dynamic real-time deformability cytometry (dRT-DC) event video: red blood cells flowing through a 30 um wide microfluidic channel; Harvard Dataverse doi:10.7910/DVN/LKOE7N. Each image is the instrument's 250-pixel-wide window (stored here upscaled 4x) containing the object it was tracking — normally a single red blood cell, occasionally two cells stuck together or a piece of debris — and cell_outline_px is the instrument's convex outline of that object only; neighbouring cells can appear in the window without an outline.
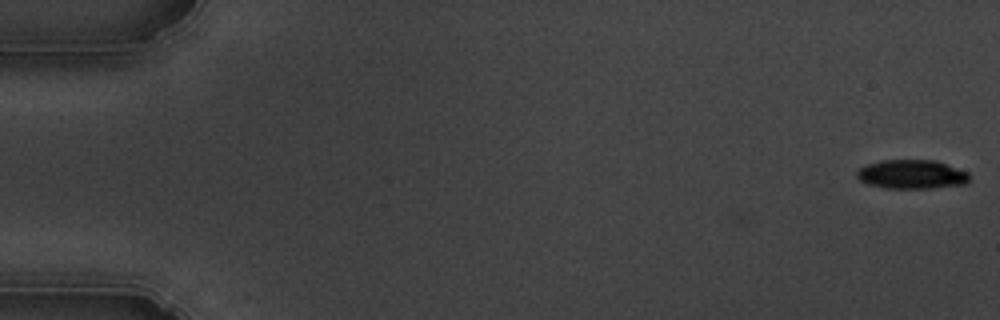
{"species": "common noctule bat (a hibernating species)", "species_latin": "Nyctalus noctula", "temperature_condition": "cold", "stored_images_in_passage": 56, "camera_frame_rate_fps": 3000, "um_per_image_px": 0.085, "animal": {"sex": "male", "body_mass_g": 19.5, "forearm_length_mm": 54.6}, "frame": {"image": 1, "passage_image": 1, "time_ms": 0.0, "image_size_px": [1000, 320], "cell_outline_px": [[972, 176], [968, 184], [928, 188], [884, 188], [868, 184], [860, 180], [856, 176], [856, 172], [860, 168], [868, 164], [880, 160], [936, 160], [968, 172]], "centroid_in_image_um": [77.53, 14.82], "position_along_channel_um": 7.5, "area_um2": 19.19}}
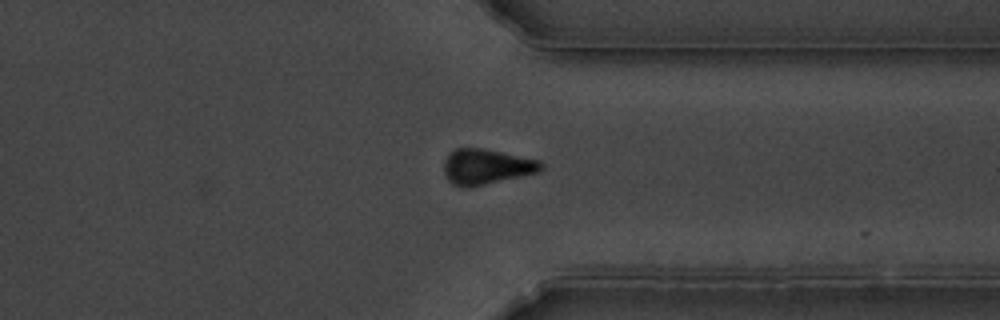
{"frame": {"image": 2, "passage_image": 43, "time_ms": 14.0, "image_size_px": [1000, 320], "cell_outline_px": [[544, 168], [536, 172], [520, 176], [468, 188], [464, 188], [452, 184], [448, 180], [444, 172], [444, 164], [448, 156], [456, 148], [480, 148], [540, 160], [544, 164]], "centroid_in_image_um": [41.33, 14.18], "position_along_channel_um": 370.1, "area_um2": 19.71}}
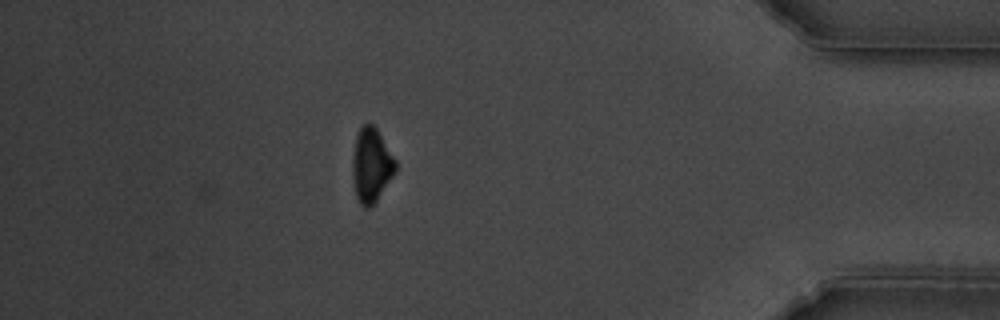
{"frame": {"image": 3, "passage_image": 49, "time_ms": 16.0, "image_size_px": [1000, 320], "cell_outline_px": [[396, 172], [376, 200], [368, 208], [364, 208], [360, 204], [356, 196], [352, 172], [352, 160], [356, 136], [360, 128], [364, 124], [372, 124], [376, 128], [396, 160]], "centroid_in_image_um": [31.56, 14.04], "position_along_channel_um": 403.6, "area_um2": 18.38}, "authors_computed_cell_mechanics": {"area_um2": 20.5768, "velocity_mm_per_s": 3.6557, "shape_relaxation_time_tau1_ms": 2.8812, "shape_relaxation_time_tau2_ms": null, "deformation_change_tau1": 0.1273, "deformation_change_tau2": null}}